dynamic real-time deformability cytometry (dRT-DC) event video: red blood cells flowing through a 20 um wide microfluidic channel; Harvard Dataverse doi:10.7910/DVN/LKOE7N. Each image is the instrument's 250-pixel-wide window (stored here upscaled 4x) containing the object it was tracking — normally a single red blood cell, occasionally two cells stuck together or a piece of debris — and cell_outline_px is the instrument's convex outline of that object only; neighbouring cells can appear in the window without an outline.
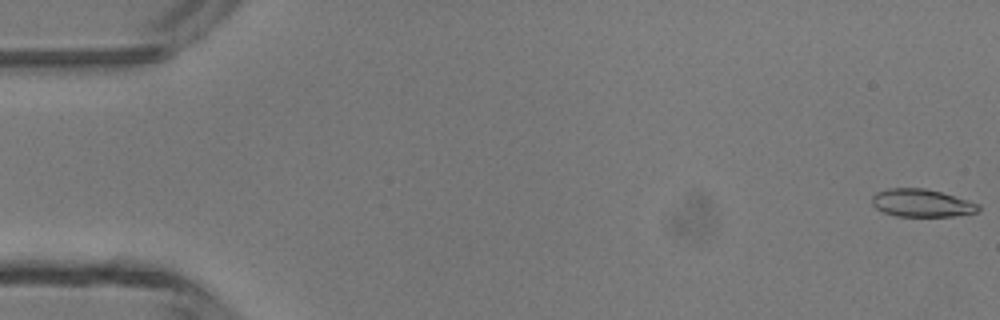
{"species": "common noctule bat (a hibernating species)", "species_latin": "Nyctalus noctula", "temperature_condition": "room temperature", "stored_images_in_passage": 47, "camera_frame_rate_fps": 3000, "um_per_image_px": 0.085, "animal": {"sex": "male", "body_mass_g": 13.3}, "frame": {"image": 1, "passage_image": 1, "time_ms": 0.0, "image_size_px": [1000, 320], "cell_outline_px": [[980, 212], [956, 216], [896, 216], [884, 212], [876, 208], [872, 204], [872, 196], [876, 192], [888, 188], [924, 188], [940, 192], [968, 200], [980, 204]], "centroid_in_image_um": [78.36, 17.26], "position_along_channel_um": 6.6, "area_um2": 17.28}}
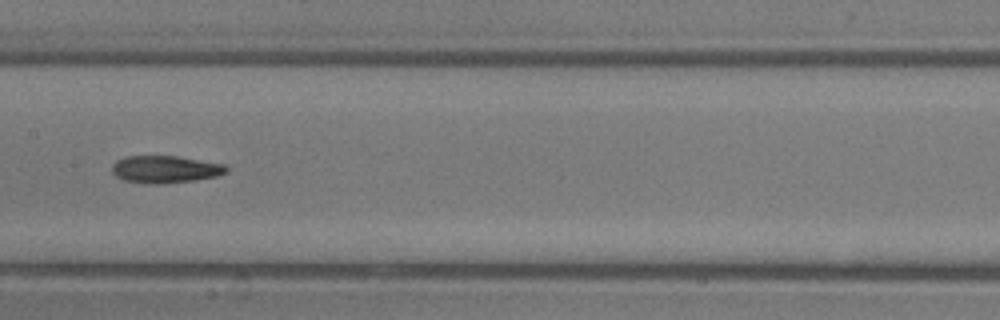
{"frame": {"image": 2, "passage_image": 24, "time_ms": 7.667, "image_size_px": [1000, 320], "cell_outline_px": [[228, 172], [216, 176], [196, 180], [160, 184], [148, 184], [124, 180], [116, 176], [112, 172], [112, 164], [116, 160], [124, 156], [176, 156], [224, 164], [228, 168]], "centroid_in_image_um": [14.03, 14.39], "position_along_channel_um": 193.4, "area_um2": 18.26}}
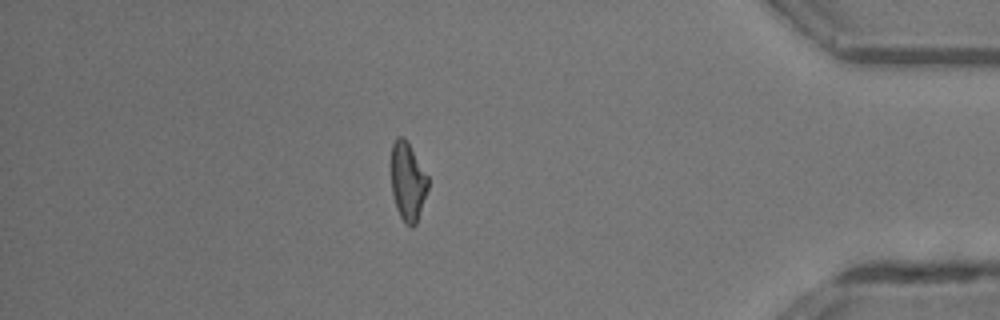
{"frame": {"image": 3, "passage_image": 41, "time_ms": 13.333, "image_size_px": [1000, 320], "cell_outline_px": [[428, 188], [416, 224], [412, 228], [404, 224], [396, 208], [392, 192], [392, 144], [396, 136], [404, 136], [428, 176]], "centroid_in_image_um": [34.66, 15.45], "position_along_channel_um": 400.5, "area_um2": 16.76}, "authors_computed_cell_mechanics": {"area_um2": 17.9758, "velocity_mm_per_s": 4.3996, "shape_relaxation_time_tau1_ms": 5.7378, "shape_relaxation_time_tau2_ms": 6.3649, "deformation_change_tau1": 0.1872, "deformation_change_tau2": 0.1684}}